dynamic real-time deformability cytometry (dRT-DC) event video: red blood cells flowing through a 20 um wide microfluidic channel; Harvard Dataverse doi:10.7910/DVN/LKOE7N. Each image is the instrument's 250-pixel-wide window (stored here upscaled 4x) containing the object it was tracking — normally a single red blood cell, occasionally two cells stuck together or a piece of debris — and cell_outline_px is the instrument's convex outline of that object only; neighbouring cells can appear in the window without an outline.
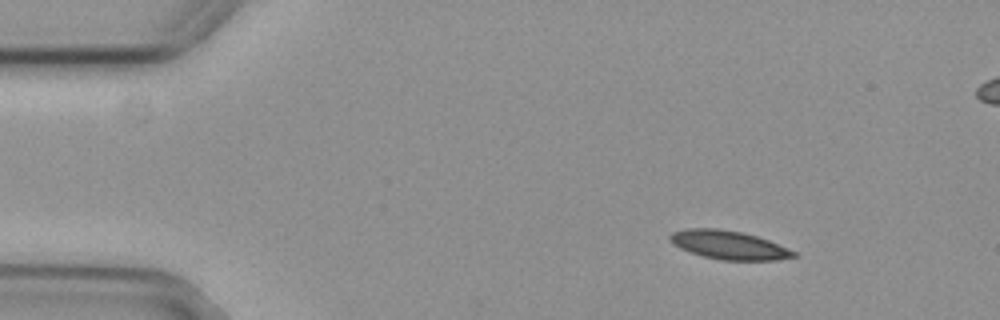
{"species": "common noctule bat (a hibernating species)", "species_latin": "Nyctalus noctula", "temperature_condition": "cold", "stored_images_in_passage": 55, "camera_frame_rate_fps": 3000, "um_per_image_px": 0.085, "animal": {"sex": "female", "body_mass_g": 29.2, "forearm_length_mm": 56.3}, "frame": {"image": 1, "passage_image": 7, "time_ms": 2.0, "image_size_px": [1000, 320], "cell_outline_px": [[800, 256], [776, 260], [720, 260], [704, 256], [680, 248], [668, 240], [668, 236], [672, 232], [684, 228], [720, 228], [740, 232], [756, 236], [768, 240], [796, 252]], "centroid_in_image_um": [61.93, 20.82], "position_along_channel_um": 23.1, "area_um2": 20.58}}
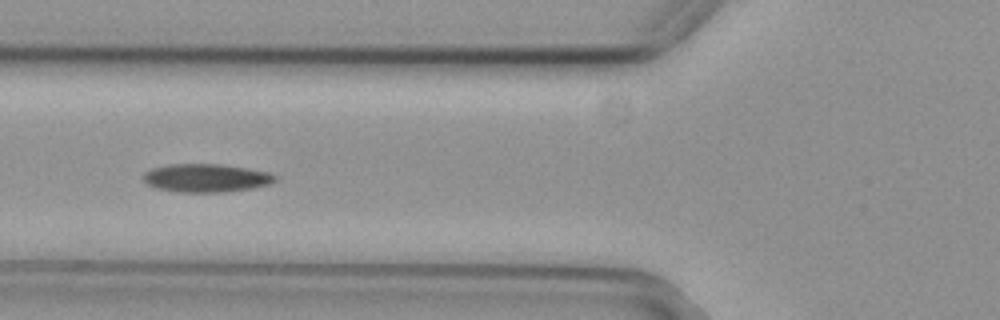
{"frame": {"image": 2, "passage_image": 20, "time_ms": 6.333, "image_size_px": [1000, 320], "cell_outline_px": [[276, 180], [268, 184], [252, 188], [220, 192], [176, 192], [156, 188], [148, 184], [140, 176], [144, 172], [152, 168], [168, 164], [220, 164], [248, 168], [268, 172], [276, 176]], "centroid_in_image_um": [17.47, 15.12], "position_along_channel_um": 108.3, "area_um2": 21.73}}
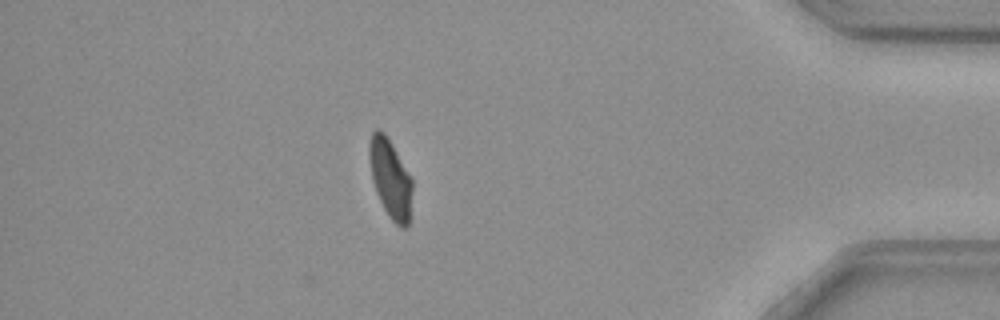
{"frame": {"image": 3, "passage_image": 47, "time_ms": 15.333, "image_size_px": [1000, 320], "cell_outline_px": [[412, 192], [408, 224], [404, 228], [400, 228], [388, 216], [376, 192], [372, 180], [368, 156], [368, 144], [372, 132], [376, 128], [380, 128], [384, 132], [412, 176]], "centroid_in_image_um": [33.17, 15.14], "position_along_channel_um": 402.0, "area_um2": 19.94}, "authors_computed_cell_mechanics": {"area_um2": 20.9814, "velocity_mm_per_s": 3.767, "shape_relaxation_time_tau1_ms": 4.802, "shape_relaxation_time_tau2_ms": null, "deformation_change_tau1": 0.1567, "deformation_change_tau2": null}}